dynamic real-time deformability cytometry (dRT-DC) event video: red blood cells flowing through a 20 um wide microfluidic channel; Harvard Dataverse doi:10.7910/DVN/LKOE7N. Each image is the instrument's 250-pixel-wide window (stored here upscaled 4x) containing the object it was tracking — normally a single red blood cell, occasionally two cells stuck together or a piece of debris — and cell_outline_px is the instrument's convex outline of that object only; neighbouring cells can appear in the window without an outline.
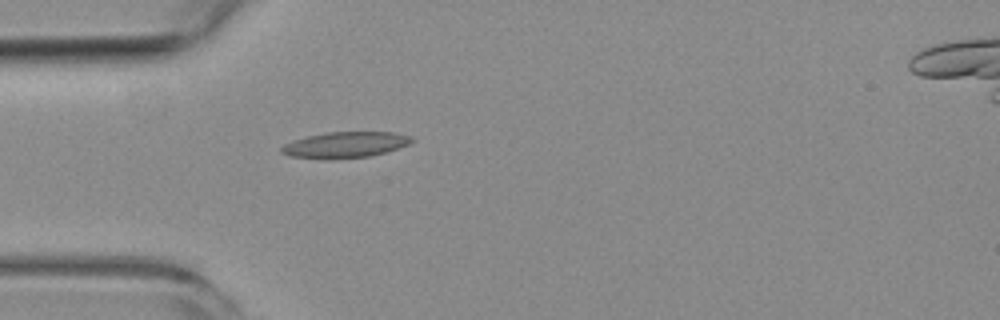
{"species": "common noctule bat (a hibernating species)", "species_latin": "Nyctalus noctula", "temperature_condition": "room temperature", "stored_images_in_passage": 4, "camera_frame_rate_fps": 3000, "um_per_image_px": 0.085, "animal": {"sex": "female", "body_mass_g": 19.3, "forearm_length_mm": 54.1}, "frame": {"image": 1, "passage_image": 4, "time_ms": 5.0, "image_size_px": [1000, 320], "cell_outline_px": [[416, 140], [408, 144], [384, 152], [368, 156], [288, 156], [280, 152], [280, 148], [284, 144], [292, 140], [308, 136], [328, 132], [392, 132], [412, 136]], "centroid_in_image_um": [29.38, 12.25], "position_along_channel_um": 55.6, "area_um2": 18.61}}